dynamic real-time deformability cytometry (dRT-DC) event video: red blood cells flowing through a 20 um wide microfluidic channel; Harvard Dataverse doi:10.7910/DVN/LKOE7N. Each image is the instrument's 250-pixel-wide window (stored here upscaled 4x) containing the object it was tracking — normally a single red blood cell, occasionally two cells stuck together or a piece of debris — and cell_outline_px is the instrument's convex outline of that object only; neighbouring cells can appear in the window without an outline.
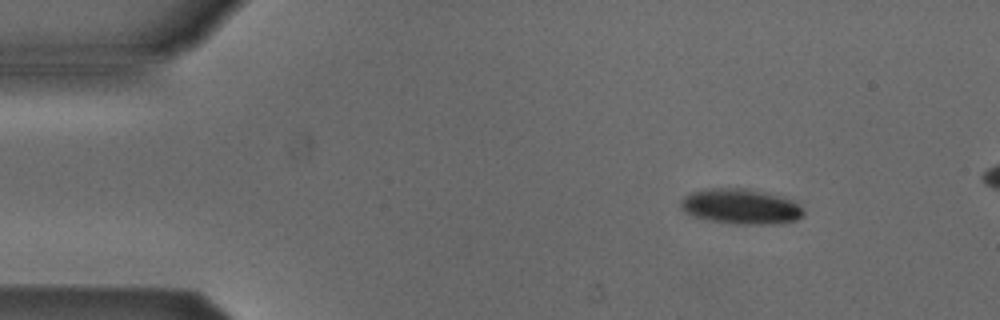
{"species": "Egyptian fruit bat (a non-hibernating species)", "species_latin": "Rousettus aegyptiacus", "temperature_condition": "cold", "stored_images_in_passage": 4, "segment_of_instrument_passage": [1, 2], "camera_frame_rate_fps": 3000, "um_per_image_px": 0.085, "animal": {"sex": "male"}, "frame": {"image": 1, "passage_image": 1, "time_ms": 0.0, "image_size_px": [1000, 320], "cell_outline_px": [[804, 216], [796, 220], [764, 224], [736, 224], [712, 220], [696, 216], [684, 212], [680, 208], [680, 200], [684, 196], [692, 192], [704, 188], [752, 188], [784, 196], [792, 200], [804, 208]], "centroid_in_image_um": [62.98, 17.52], "position_along_channel_um": 22.0, "area_um2": 25.43}}